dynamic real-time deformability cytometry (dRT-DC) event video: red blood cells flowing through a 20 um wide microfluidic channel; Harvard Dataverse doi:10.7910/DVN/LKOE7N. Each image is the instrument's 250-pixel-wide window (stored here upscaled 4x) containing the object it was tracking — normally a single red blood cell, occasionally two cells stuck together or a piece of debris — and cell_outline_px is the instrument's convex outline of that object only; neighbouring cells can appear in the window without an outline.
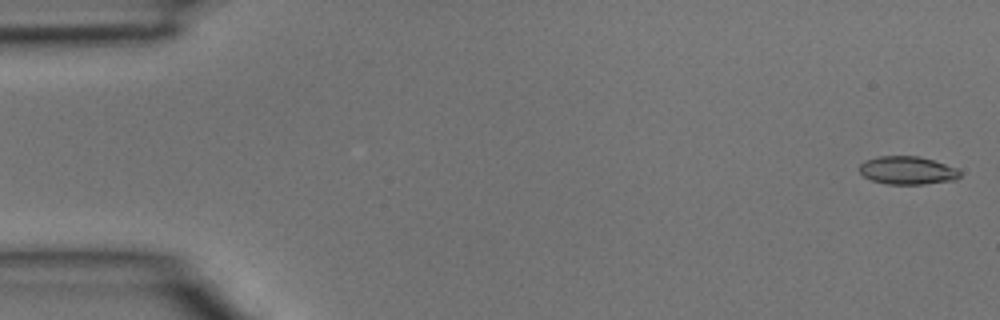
{"species": "common noctule bat (a hibernating species)", "species_latin": "Nyctalus noctula", "temperature_condition": "room temperature", "stored_images_in_passage": 4, "camera_frame_rate_fps": 3000, "um_per_image_px": 0.085, "animal": {"sex": "male", "body_mass_g": 15.6}, "frame": {"image": 1, "passage_image": 1, "time_ms": 0.0, "image_size_px": [1000, 320], "cell_outline_px": [[960, 176], [956, 180], [924, 184], [888, 184], [872, 180], [864, 176], [860, 172], [860, 164], [864, 160], [880, 156], [920, 156], [956, 168], [960, 172]], "centroid_in_image_um": [77.13, 14.48], "position_along_channel_um": 7.9, "area_um2": 16.36}}
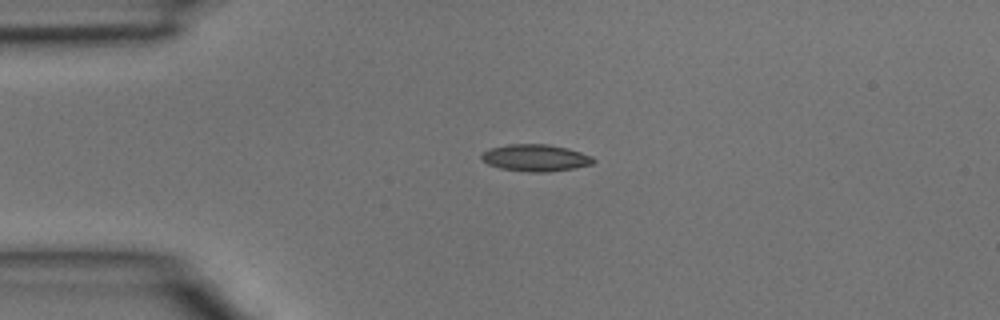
{"frame": {"image": 2, "passage_image": 3, "time_ms": 0.667, "image_size_px": [1000, 320], "cell_outline_px": [[596, 160], [592, 164], [576, 168], [548, 172], [528, 172], [500, 168], [488, 164], [480, 160], [480, 156], [488, 148], [508, 144], [548, 144], [568, 148], [592, 156]], "centroid_in_image_um": [45.51, 13.41], "position_along_channel_um": 39.5, "area_um2": 17.74}}
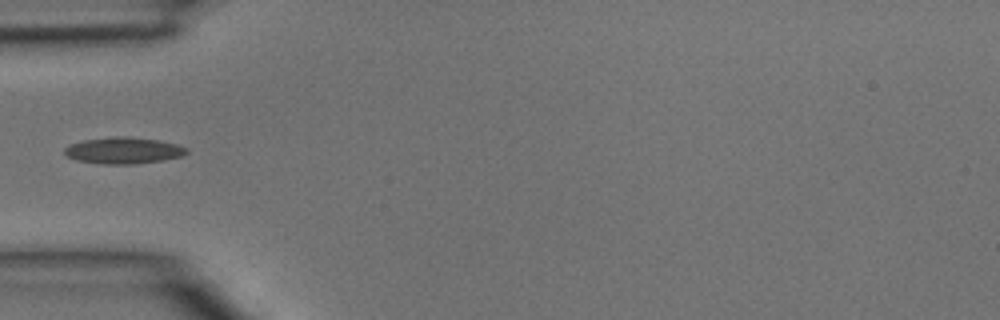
{"frame": {"image": 3, "passage_image": 4, "time_ms": 1.0, "image_size_px": [1000, 320], "cell_outline_px": [[188, 152], [180, 156], [164, 160], [136, 164], [100, 164], [76, 160], [68, 156], [64, 152], [64, 148], [72, 144], [84, 140], [116, 136], [128, 136], [156, 140], [176, 144], [188, 148]], "centroid_in_image_um": [10.5, 12.8], "position_along_channel_um": 74.5, "area_um2": 18.73}}